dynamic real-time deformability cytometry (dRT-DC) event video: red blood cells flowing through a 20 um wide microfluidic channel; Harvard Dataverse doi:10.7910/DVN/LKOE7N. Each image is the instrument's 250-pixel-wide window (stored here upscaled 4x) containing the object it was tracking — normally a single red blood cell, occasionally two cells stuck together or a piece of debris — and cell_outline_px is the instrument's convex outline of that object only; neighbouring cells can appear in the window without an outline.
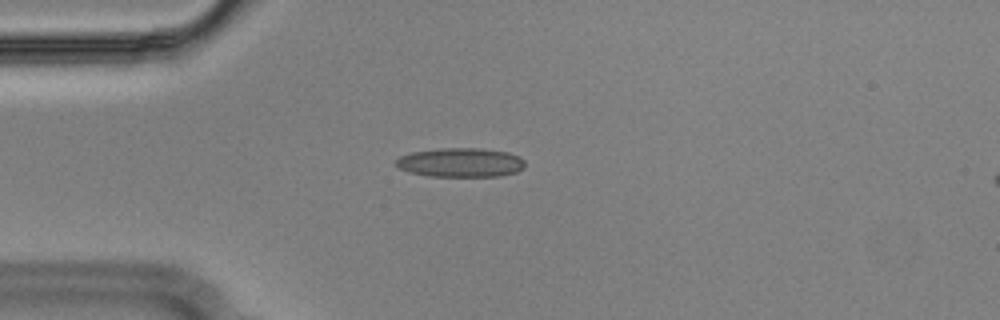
{"species": "Egyptian fruit bat (a non-hibernating species)", "species_latin": "Rousettus aegyptiacus", "temperature_condition": "cold", "stored_images_in_passage": 43, "camera_frame_rate_fps": 3000, "um_per_image_px": 0.085, "animal": {"sex": "male"}, "frame": {"image": 1, "passage_image": 2, "time_ms": 0.333, "image_size_px": [1000, 320], "cell_outline_px": [[524, 168], [516, 172], [500, 176], [428, 176], [408, 172], [392, 164], [400, 156], [412, 152], [436, 148], [480, 148], [508, 152], [520, 156], [524, 160]], "centroid_in_image_um": [39.13, 13.81], "position_along_channel_um": 45.9, "area_um2": 22.14}}
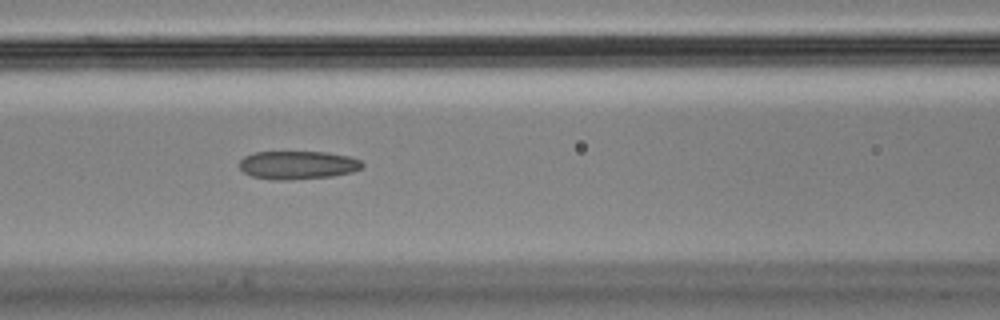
{"frame": {"image": 2, "passage_image": 11, "time_ms": 3.333, "image_size_px": [1000, 320], "cell_outline_px": [[364, 164], [360, 168], [352, 172], [332, 176], [284, 180], [272, 180], [252, 176], [244, 172], [240, 168], [240, 160], [244, 156], [252, 152], [328, 152], [352, 156], [360, 160]], "centroid_in_image_um": [25.31, 14.02], "position_along_channel_um": 141.3, "area_um2": 20.35}}
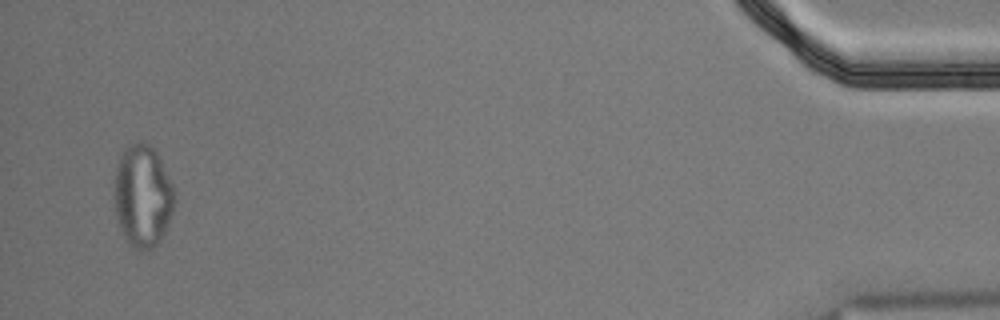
{"frame": {"image": 3, "passage_image": 41, "time_ms": 13.333, "image_size_px": [1000, 320], "cell_outline_px": [[176, 200], [168, 224], [160, 240], [152, 248], [136, 248], [124, 236], [120, 228], [116, 216], [112, 192], [116, 168], [120, 156], [124, 148], [136, 140], [140, 140], [152, 144], [156, 148], [176, 188]], "centroid_in_image_um": [12.15, 16.55], "position_along_channel_um": 423.1, "area_um2": 36.82}, "authors_computed_cell_mechanics": {"area_um2": 22.1374, "velocity_mm_per_s": 3.6543, "shape_relaxation_time_tau1_ms": null, "shape_relaxation_time_tau2_ms": 3.6366, "deformation_change_tau1": null, "deformation_change_tau2": 0.1181}}